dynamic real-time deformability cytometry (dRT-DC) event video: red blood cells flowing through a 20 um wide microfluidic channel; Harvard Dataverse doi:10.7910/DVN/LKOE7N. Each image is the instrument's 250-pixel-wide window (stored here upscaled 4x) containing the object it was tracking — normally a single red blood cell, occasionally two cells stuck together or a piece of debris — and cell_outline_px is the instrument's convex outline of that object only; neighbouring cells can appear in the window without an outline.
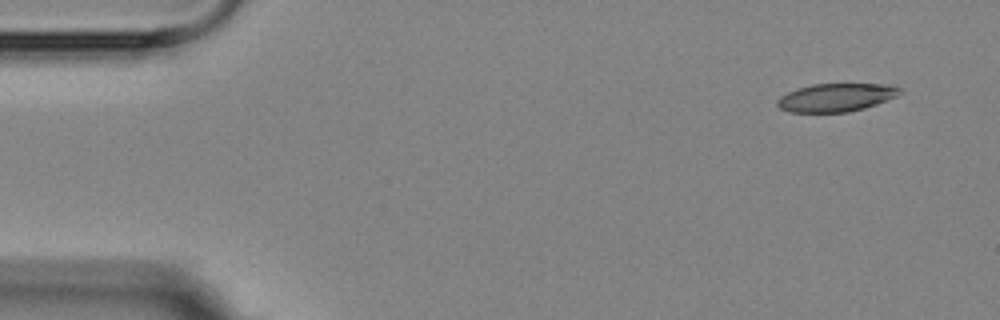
{"species": "Egyptian fruit bat (a non-hibernating species)", "species_latin": "Rousettus aegyptiacus", "temperature_condition": "room temperature", "stored_images_in_passage": 4, "camera_frame_rate_fps": 3000, "um_per_image_px": 0.085, "animal": {"sex": "female"}, "frame": {"image": 1, "passage_image": 1, "time_ms": 0.0, "image_size_px": [1000, 320], "cell_outline_px": [[904, 92], [896, 96], [876, 104], [864, 108], [848, 112], [788, 112], [780, 108], [776, 104], [776, 100], [780, 96], [796, 88], [812, 84], [888, 84], [900, 88]], "centroid_in_image_um": [71.05, 8.28], "position_along_channel_um": 14.0, "area_um2": 20.17}}
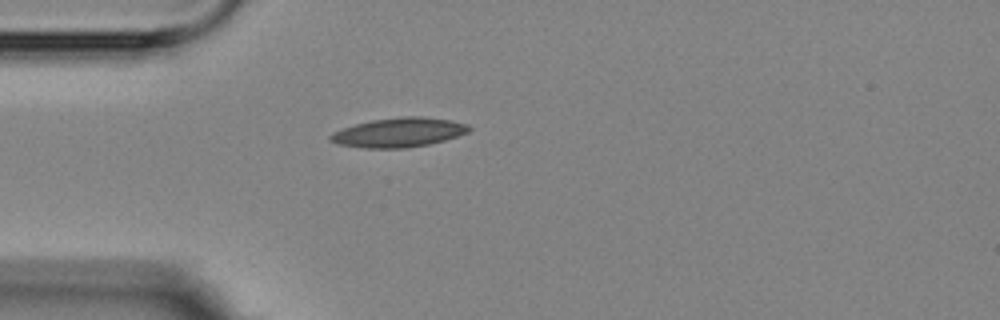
{"frame": {"image": 2, "passage_image": 4, "time_ms": 3.667, "image_size_px": [1000, 320], "cell_outline_px": [[472, 128], [468, 132], [444, 140], [428, 144], [404, 148], [368, 148], [336, 144], [328, 140], [328, 136], [332, 132], [356, 124], [372, 120], [400, 116], [424, 116], [452, 120], [468, 124]], "centroid_in_image_um": [33.89, 11.25], "position_along_channel_um": 51.1, "area_um2": 23.76}}